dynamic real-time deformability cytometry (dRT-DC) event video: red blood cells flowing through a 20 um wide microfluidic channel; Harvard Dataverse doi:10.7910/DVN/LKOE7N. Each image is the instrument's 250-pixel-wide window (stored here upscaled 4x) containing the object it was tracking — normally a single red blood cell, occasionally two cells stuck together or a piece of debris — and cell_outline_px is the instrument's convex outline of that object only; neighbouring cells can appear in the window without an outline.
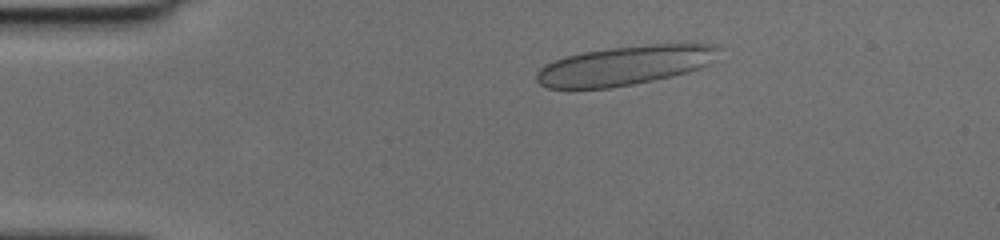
{"species": "human", "species_latin": "Homo sapiens", "temperature_condition": "cold", "stored_images_in_passage": 42, "segment_of_instrument_passage": [1, 2], "camera_frame_rate_fps": 3000, "um_per_image_px": 0.085, "donor": {"sex": "female"}, "frame": {"image": 1, "passage_image": 1, "time_ms": 0.0, "image_size_px": [1000, 240], "cell_outline_px": [[720, 48], [704, 64], [688, 72], [652, 80], [632, 84], [608, 88], [548, 88], [540, 84], [536, 80], [536, 76], [540, 68], [556, 60], [568, 56], [584, 52], [612, 48], [652, 44], [716, 44]], "centroid_in_image_um": [53.04, 5.57], "position_along_channel_um": 32.0, "area_um2": 40.52}}
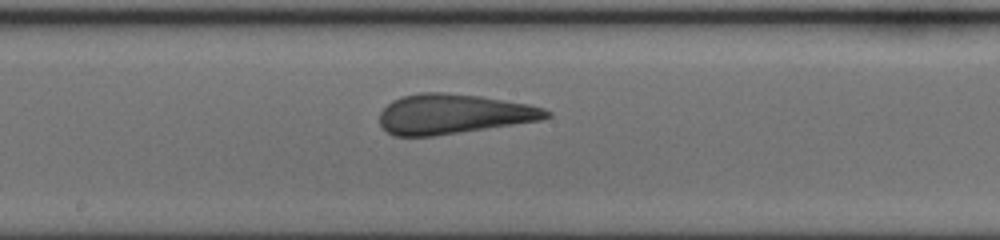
{"frame": {"image": 2, "passage_image": 18, "time_ms": 5.667, "image_size_px": [1000, 240], "cell_outline_px": [[552, 116], [540, 120], [432, 136], [396, 136], [388, 132], [380, 124], [380, 112], [392, 100], [400, 96], [420, 92], [444, 92], [480, 96], [528, 104], [544, 108], [552, 112]], "centroid_in_image_um": [38.52, 9.67], "position_along_channel_um": 209.7, "area_um2": 38.49}}
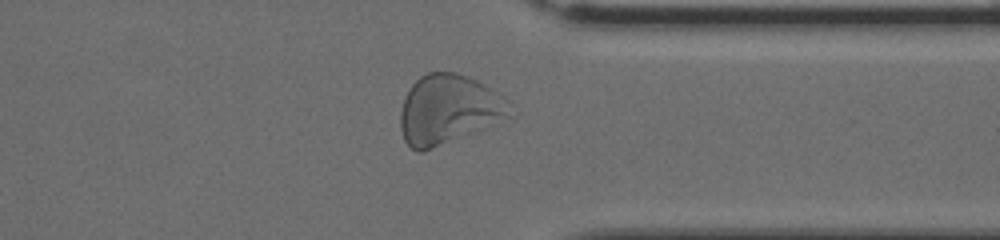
{"frame": {"image": 3, "passage_image": 30, "time_ms": 9.667, "image_size_px": [1000, 240], "cell_outline_px": [[516, 116], [476, 132], [420, 152], [416, 152], [404, 140], [400, 128], [400, 112], [404, 100], [412, 84], [420, 76], [428, 72], [456, 72], [468, 76], [492, 88], [508, 100], [512, 104]], "centroid_in_image_um": [38.2, 9.3], "position_along_channel_um": 373.2, "area_um2": 44.74}}